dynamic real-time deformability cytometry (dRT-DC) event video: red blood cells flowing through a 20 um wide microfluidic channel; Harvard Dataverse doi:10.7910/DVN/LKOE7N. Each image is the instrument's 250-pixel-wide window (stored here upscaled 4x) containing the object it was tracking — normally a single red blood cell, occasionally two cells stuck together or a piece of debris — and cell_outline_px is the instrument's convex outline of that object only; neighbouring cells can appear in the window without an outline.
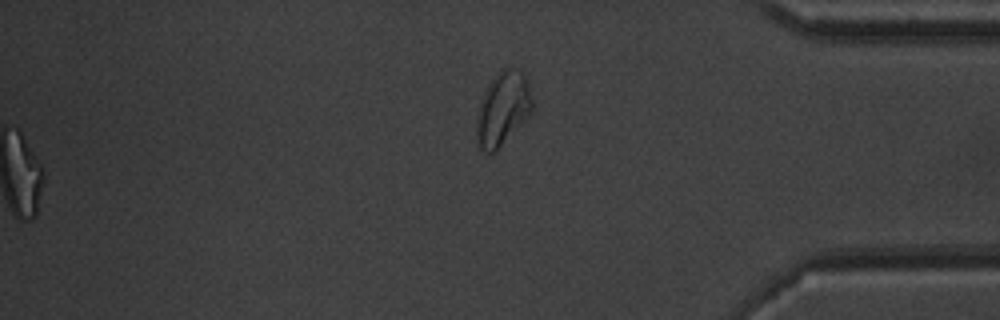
{"species": "common noctule bat (a hibernating species)", "species_latin": "Nyctalus noctula", "temperature_condition": "warm", "stored_images_in_passage": 51, "segment_of_instrument_passage": [2, 2], "camera_frame_rate_fps": 3000, "um_per_image_px": 0.085, "animal": {"sex": "male", "body_mass_g": 20.1, "forearm_length_mm": 53.5}, "frame": {"image": 1, "passage_image": 51, "time_ms": 16.667, "image_size_px": [1000, 320], "cell_outline_px": [[532, 112], [492, 152], [488, 152], [480, 148], [476, 144], [476, 128], [480, 104], [484, 92], [488, 84], [496, 72], [500, 68], [512, 68], [520, 72], [524, 76], [532, 100]], "centroid_in_image_um": [42.7, 9.2], "position_along_channel_um": 392.5, "area_um2": 23.0}}